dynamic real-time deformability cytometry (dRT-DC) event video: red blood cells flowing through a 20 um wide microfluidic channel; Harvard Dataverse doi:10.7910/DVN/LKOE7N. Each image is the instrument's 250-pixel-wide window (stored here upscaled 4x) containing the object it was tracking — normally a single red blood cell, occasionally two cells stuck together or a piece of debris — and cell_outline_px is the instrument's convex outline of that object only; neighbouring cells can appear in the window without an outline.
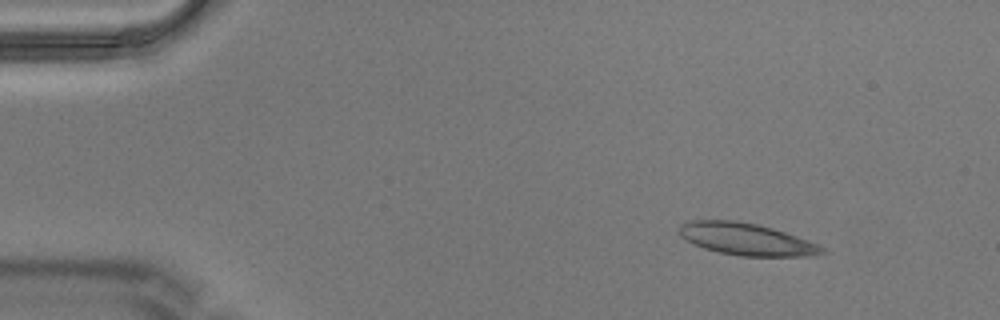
{"species": "Egyptian fruit bat (a non-hibernating species)", "species_latin": "Rousettus aegyptiacus", "temperature_condition": "warm", "stored_images_in_passage": 6, "camera_frame_rate_fps": 3000, "um_per_image_px": 0.085, "animal": {"sex": "male"}, "frame": {"image": 1, "passage_image": 1, "time_ms": 0.0, "image_size_px": [1000, 320], "cell_outline_px": [[828, 252], [816, 256], [740, 256], [720, 252], [704, 248], [680, 236], [680, 228], [684, 224], [692, 220], [732, 220], [756, 224], [772, 228], [808, 240], [824, 248]], "centroid_in_image_um": [63.5, 20.34], "position_along_channel_um": 21.5, "area_um2": 26.3}}